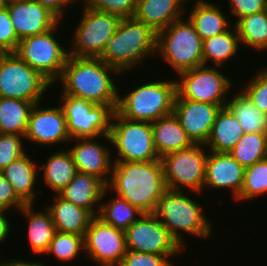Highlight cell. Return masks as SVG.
Returning a JSON list of instances; mask_svg holds the SVG:
<instances>
[{"label": "cell", "mask_w": 267, "mask_h": 266, "mask_svg": "<svg viewBox=\"0 0 267 266\" xmlns=\"http://www.w3.org/2000/svg\"><path fill=\"white\" fill-rule=\"evenodd\" d=\"M233 23L242 47L260 53L267 51V10L242 17Z\"/></svg>", "instance_id": "33"}, {"label": "cell", "mask_w": 267, "mask_h": 266, "mask_svg": "<svg viewBox=\"0 0 267 266\" xmlns=\"http://www.w3.org/2000/svg\"><path fill=\"white\" fill-rule=\"evenodd\" d=\"M245 167L240 165L230 153H219L208 150L205 165L203 190H229L232 200L240 192L244 180Z\"/></svg>", "instance_id": "19"}, {"label": "cell", "mask_w": 267, "mask_h": 266, "mask_svg": "<svg viewBox=\"0 0 267 266\" xmlns=\"http://www.w3.org/2000/svg\"><path fill=\"white\" fill-rule=\"evenodd\" d=\"M107 189L144 214L153 213L158 199L167 191L161 160L113 162Z\"/></svg>", "instance_id": "2"}, {"label": "cell", "mask_w": 267, "mask_h": 266, "mask_svg": "<svg viewBox=\"0 0 267 266\" xmlns=\"http://www.w3.org/2000/svg\"><path fill=\"white\" fill-rule=\"evenodd\" d=\"M82 2L94 10L128 18L134 17L137 0H83Z\"/></svg>", "instance_id": "40"}, {"label": "cell", "mask_w": 267, "mask_h": 266, "mask_svg": "<svg viewBox=\"0 0 267 266\" xmlns=\"http://www.w3.org/2000/svg\"><path fill=\"white\" fill-rule=\"evenodd\" d=\"M226 107L236 117L244 133H267V115L240 90L229 96Z\"/></svg>", "instance_id": "32"}, {"label": "cell", "mask_w": 267, "mask_h": 266, "mask_svg": "<svg viewBox=\"0 0 267 266\" xmlns=\"http://www.w3.org/2000/svg\"><path fill=\"white\" fill-rule=\"evenodd\" d=\"M234 22L238 19L267 10V0H228ZM236 18V19H235Z\"/></svg>", "instance_id": "43"}, {"label": "cell", "mask_w": 267, "mask_h": 266, "mask_svg": "<svg viewBox=\"0 0 267 266\" xmlns=\"http://www.w3.org/2000/svg\"><path fill=\"white\" fill-rule=\"evenodd\" d=\"M8 215V212L1 211L0 210V244L5 242V240L9 237H11L10 233L12 232L10 229H12L10 218L6 216Z\"/></svg>", "instance_id": "46"}, {"label": "cell", "mask_w": 267, "mask_h": 266, "mask_svg": "<svg viewBox=\"0 0 267 266\" xmlns=\"http://www.w3.org/2000/svg\"><path fill=\"white\" fill-rule=\"evenodd\" d=\"M2 258V256H0V266H1V263H2V261H3V258Z\"/></svg>", "instance_id": "50"}, {"label": "cell", "mask_w": 267, "mask_h": 266, "mask_svg": "<svg viewBox=\"0 0 267 266\" xmlns=\"http://www.w3.org/2000/svg\"><path fill=\"white\" fill-rule=\"evenodd\" d=\"M110 192L107 185L98 177L78 172L58 194L76 206L87 209L93 216H97L100 203Z\"/></svg>", "instance_id": "21"}, {"label": "cell", "mask_w": 267, "mask_h": 266, "mask_svg": "<svg viewBox=\"0 0 267 266\" xmlns=\"http://www.w3.org/2000/svg\"><path fill=\"white\" fill-rule=\"evenodd\" d=\"M54 203L46 204L52 216L56 231L85 235L91 219L94 217L87 209L76 206L70 201L55 194Z\"/></svg>", "instance_id": "26"}, {"label": "cell", "mask_w": 267, "mask_h": 266, "mask_svg": "<svg viewBox=\"0 0 267 266\" xmlns=\"http://www.w3.org/2000/svg\"><path fill=\"white\" fill-rule=\"evenodd\" d=\"M41 108L37 103L33 106L25 133V141L49 148L57 144H66L70 141L66 118L60 104L54 107ZM49 146V147H48Z\"/></svg>", "instance_id": "16"}, {"label": "cell", "mask_w": 267, "mask_h": 266, "mask_svg": "<svg viewBox=\"0 0 267 266\" xmlns=\"http://www.w3.org/2000/svg\"><path fill=\"white\" fill-rule=\"evenodd\" d=\"M124 233L127 250L177 258L185 251L153 213L143 214Z\"/></svg>", "instance_id": "15"}, {"label": "cell", "mask_w": 267, "mask_h": 266, "mask_svg": "<svg viewBox=\"0 0 267 266\" xmlns=\"http://www.w3.org/2000/svg\"><path fill=\"white\" fill-rule=\"evenodd\" d=\"M173 80H149L125 95L118 93L115 111L129 120L151 123L172 114L177 94L176 79Z\"/></svg>", "instance_id": "5"}, {"label": "cell", "mask_w": 267, "mask_h": 266, "mask_svg": "<svg viewBox=\"0 0 267 266\" xmlns=\"http://www.w3.org/2000/svg\"><path fill=\"white\" fill-rule=\"evenodd\" d=\"M24 136L0 133V171L27 152Z\"/></svg>", "instance_id": "39"}, {"label": "cell", "mask_w": 267, "mask_h": 266, "mask_svg": "<svg viewBox=\"0 0 267 266\" xmlns=\"http://www.w3.org/2000/svg\"><path fill=\"white\" fill-rule=\"evenodd\" d=\"M5 4L16 1V0H2Z\"/></svg>", "instance_id": "49"}, {"label": "cell", "mask_w": 267, "mask_h": 266, "mask_svg": "<svg viewBox=\"0 0 267 266\" xmlns=\"http://www.w3.org/2000/svg\"><path fill=\"white\" fill-rule=\"evenodd\" d=\"M184 18L157 33L156 55L176 74L203 65V40L188 18Z\"/></svg>", "instance_id": "6"}, {"label": "cell", "mask_w": 267, "mask_h": 266, "mask_svg": "<svg viewBox=\"0 0 267 266\" xmlns=\"http://www.w3.org/2000/svg\"><path fill=\"white\" fill-rule=\"evenodd\" d=\"M203 144H192L190 147L163 155L160 160L163 166L167 189L201 194L205 179V165L208 155ZM206 150V151H205Z\"/></svg>", "instance_id": "12"}, {"label": "cell", "mask_w": 267, "mask_h": 266, "mask_svg": "<svg viewBox=\"0 0 267 266\" xmlns=\"http://www.w3.org/2000/svg\"><path fill=\"white\" fill-rule=\"evenodd\" d=\"M233 28V29H232ZM227 31L204 39L202 42L203 65L223 67L229 59L238 56L242 47L235 26Z\"/></svg>", "instance_id": "30"}, {"label": "cell", "mask_w": 267, "mask_h": 266, "mask_svg": "<svg viewBox=\"0 0 267 266\" xmlns=\"http://www.w3.org/2000/svg\"><path fill=\"white\" fill-rule=\"evenodd\" d=\"M190 197L188 191L185 193V191L167 189L158 199L153 212L167 228L169 234L185 249L186 241L183 237L185 233V236L191 235L197 239L207 240L214 231L212 228L214 224L203 211V204H199Z\"/></svg>", "instance_id": "4"}, {"label": "cell", "mask_w": 267, "mask_h": 266, "mask_svg": "<svg viewBox=\"0 0 267 266\" xmlns=\"http://www.w3.org/2000/svg\"><path fill=\"white\" fill-rule=\"evenodd\" d=\"M19 42L20 40L5 5L0 9V53H14Z\"/></svg>", "instance_id": "42"}, {"label": "cell", "mask_w": 267, "mask_h": 266, "mask_svg": "<svg viewBox=\"0 0 267 266\" xmlns=\"http://www.w3.org/2000/svg\"><path fill=\"white\" fill-rule=\"evenodd\" d=\"M241 91L255 104V106L267 115V66L259 69Z\"/></svg>", "instance_id": "38"}, {"label": "cell", "mask_w": 267, "mask_h": 266, "mask_svg": "<svg viewBox=\"0 0 267 266\" xmlns=\"http://www.w3.org/2000/svg\"><path fill=\"white\" fill-rule=\"evenodd\" d=\"M84 254V236L56 231L44 255L55 256L57 261H74L79 254Z\"/></svg>", "instance_id": "37"}, {"label": "cell", "mask_w": 267, "mask_h": 266, "mask_svg": "<svg viewBox=\"0 0 267 266\" xmlns=\"http://www.w3.org/2000/svg\"><path fill=\"white\" fill-rule=\"evenodd\" d=\"M108 203H100L97 217L106 224L126 231L128 227L138 220L144 213L117 195L107 200Z\"/></svg>", "instance_id": "34"}, {"label": "cell", "mask_w": 267, "mask_h": 266, "mask_svg": "<svg viewBox=\"0 0 267 266\" xmlns=\"http://www.w3.org/2000/svg\"><path fill=\"white\" fill-rule=\"evenodd\" d=\"M244 131L236 117L225 106L222 107L213 123L205 148L209 151L229 153Z\"/></svg>", "instance_id": "28"}, {"label": "cell", "mask_w": 267, "mask_h": 266, "mask_svg": "<svg viewBox=\"0 0 267 266\" xmlns=\"http://www.w3.org/2000/svg\"><path fill=\"white\" fill-rule=\"evenodd\" d=\"M71 139L109 135L114 109L83 98L59 95Z\"/></svg>", "instance_id": "13"}, {"label": "cell", "mask_w": 267, "mask_h": 266, "mask_svg": "<svg viewBox=\"0 0 267 266\" xmlns=\"http://www.w3.org/2000/svg\"><path fill=\"white\" fill-rule=\"evenodd\" d=\"M52 84L15 53H0V97L41 103Z\"/></svg>", "instance_id": "11"}, {"label": "cell", "mask_w": 267, "mask_h": 266, "mask_svg": "<svg viewBox=\"0 0 267 266\" xmlns=\"http://www.w3.org/2000/svg\"><path fill=\"white\" fill-rule=\"evenodd\" d=\"M25 203L16 195L11 183L0 172V210L12 212L19 210Z\"/></svg>", "instance_id": "44"}, {"label": "cell", "mask_w": 267, "mask_h": 266, "mask_svg": "<svg viewBox=\"0 0 267 266\" xmlns=\"http://www.w3.org/2000/svg\"><path fill=\"white\" fill-rule=\"evenodd\" d=\"M44 261H37V262H33V261H27V260H22V259H3L1 266H45V263H43Z\"/></svg>", "instance_id": "47"}, {"label": "cell", "mask_w": 267, "mask_h": 266, "mask_svg": "<svg viewBox=\"0 0 267 266\" xmlns=\"http://www.w3.org/2000/svg\"><path fill=\"white\" fill-rule=\"evenodd\" d=\"M34 204H25L18 211L27 220V240L31 254L43 255L51 243L56 228L48 209L36 211Z\"/></svg>", "instance_id": "25"}, {"label": "cell", "mask_w": 267, "mask_h": 266, "mask_svg": "<svg viewBox=\"0 0 267 266\" xmlns=\"http://www.w3.org/2000/svg\"><path fill=\"white\" fill-rule=\"evenodd\" d=\"M32 158L34 157L25 153L0 171L11 183L16 195L25 204H36L34 201H36L35 198L38 196L36 185L40 178L38 172L39 166H37V163Z\"/></svg>", "instance_id": "23"}, {"label": "cell", "mask_w": 267, "mask_h": 266, "mask_svg": "<svg viewBox=\"0 0 267 266\" xmlns=\"http://www.w3.org/2000/svg\"><path fill=\"white\" fill-rule=\"evenodd\" d=\"M4 6H5V3L2 0H0V9H2Z\"/></svg>", "instance_id": "48"}, {"label": "cell", "mask_w": 267, "mask_h": 266, "mask_svg": "<svg viewBox=\"0 0 267 266\" xmlns=\"http://www.w3.org/2000/svg\"><path fill=\"white\" fill-rule=\"evenodd\" d=\"M152 134L154 147L160 158L193 144L174 113L152 122Z\"/></svg>", "instance_id": "27"}, {"label": "cell", "mask_w": 267, "mask_h": 266, "mask_svg": "<svg viewBox=\"0 0 267 266\" xmlns=\"http://www.w3.org/2000/svg\"><path fill=\"white\" fill-rule=\"evenodd\" d=\"M5 5L19 40L45 33L60 21L35 0H16Z\"/></svg>", "instance_id": "20"}, {"label": "cell", "mask_w": 267, "mask_h": 266, "mask_svg": "<svg viewBox=\"0 0 267 266\" xmlns=\"http://www.w3.org/2000/svg\"><path fill=\"white\" fill-rule=\"evenodd\" d=\"M99 139L101 140V143ZM102 139L104 140V143L105 141L107 142V146L102 143ZM71 140L75 143L71 148H68V150L73 157L77 171L79 173L94 175L107 185L109 183L113 167V157L109 135L75 138Z\"/></svg>", "instance_id": "17"}, {"label": "cell", "mask_w": 267, "mask_h": 266, "mask_svg": "<svg viewBox=\"0 0 267 266\" xmlns=\"http://www.w3.org/2000/svg\"><path fill=\"white\" fill-rule=\"evenodd\" d=\"M229 153L244 167L267 158V133H244Z\"/></svg>", "instance_id": "35"}, {"label": "cell", "mask_w": 267, "mask_h": 266, "mask_svg": "<svg viewBox=\"0 0 267 266\" xmlns=\"http://www.w3.org/2000/svg\"><path fill=\"white\" fill-rule=\"evenodd\" d=\"M62 22L59 21L45 33L21 39L14 52L52 85H55L61 77L69 55L67 48L62 44L63 42L59 41L56 36Z\"/></svg>", "instance_id": "8"}, {"label": "cell", "mask_w": 267, "mask_h": 266, "mask_svg": "<svg viewBox=\"0 0 267 266\" xmlns=\"http://www.w3.org/2000/svg\"><path fill=\"white\" fill-rule=\"evenodd\" d=\"M176 255H157L127 250L119 266H176L171 262Z\"/></svg>", "instance_id": "41"}, {"label": "cell", "mask_w": 267, "mask_h": 266, "mask_svg": "<svg viewBox=\"0 0 267 266\" xmlns=\"http://www.w3.org/2000/svg\"><path fill=\"white\" fill-rule=\"evenodd\" d=\"M157 33L135 17L122 18L100 59L120 74H128L156 55ZM145 60V61H144Z\"/></svg>", "instance_id": "3"}, {"label": "cell", "mask_w": 267, "mask_h": 266, "mask_svg": "<svg viewBox=\"0 0 267 266\" xmlns=\"http://www.w3.org/2000/svg\"><path fill=\"white\" fill-rule=\"evenodd\" d=\"M113 162H152L160 160L152 134V123L126 119L114 111L109 131ZM118 155V156H117Z\"/></svg>", "instance_id": "7"}, {"label": "cell", "mask_w": 267, "mask_h": 266, "mask_svg": "<svg viewBox=\"0 0 267 266\" xmlns=\"http://www.w3.org/2000/svg\"><path fill=\"white\" fill-rule=\"evenodd\" d=\"M80 9L82 15H80V22L78 20L75 32L72 36V42L67 47L68 54L77 58H100L103 53L106 42L111 38L120 21L121 17L94 10L87 7L83 2Z\"/></svg>", "instance_id": "10"}, {"label": "cell", "mask_w": 267, "mask_h": 266, "mask_svg": "<svg viewBox=\"0 0 267 266\" xmlns=\"http://www.w3.org/2000/svg\"><path fill=\"white\" fill-rule=\"evenodd\" d=\"M127 252L125 233L94 216L84 235V255L96 266H119Z\"/></svg>", "instance_id": "14"}, {"label": "cell", "mask_w": 267, "mask_h": 266, "mask_svg": "<svg viewBox=\"0 0 267 266\" xmlns=\"http://www.w3.org/2000/svg\"><path fill=\"white\" fill-rule=\"evenodd\" d=\"M264 194H267V158L245 167L241 192L235 201H253Z\"/></svg>", "instance_id": "36"}, {"label": "cell", "mask_w": 267, "mask_h": 266, "mask_svg": "<svg viewBox=\"0 0 267 266\" xmlns=\"http://www.w3.org/2000/svg\"><path fill=\"white\" fill-rule=\"evenodd\" d=\"M221 108L218 104L175 99L173 113L191 142L205 145Z\"/></svg>", "instance_id": "18"}, {"label": "cell", "mask_w": 267, "mask_h": 266, "mask_svg": "<svg viewBox=\"0 0 267 266\" xmlns=\"http://www.w3.org/2000/svg\"><path fill=\"white\" fill-rule=\"evenodd\" d=\"M34 105L25 100L0 97V133L25 136Z\"/></svg>", "instance_id": "31"}, {"label": "cell", "mask_w": 267, "mask_h": 266, "mask_svg": "<svg viewBox=\"0 0 267 266\" xmlns=\"http://www.w3.org/2000/svg\"><path fill=\"white\" fill-rule=\"evenodd\" d=\"M188 20L202 40L227 31L233 25L223 8L209 0H192ZM228 17V18H227ZM232 23V24H231Z\"/></svg>", "instance_id": "24"}, {"label": "cell", "mask_w": 267, "mask_h": 266, "mask_svg": "<svg viewBox=\"0 0 267 266\" xmlns=\"http://www.w3.org/2000/svg\"><path fill=\"white\" fill-rule=\"evenodd\" d=\"M222 67L201 65L178 73L175 99L218 104L225 107L234 84Z\"/></svg>", "instance_id": "9"}, {"label": "cell", "mask_w": 267, "mask_h": 266, "mask_svg": "<svg viewBox=\"0 0 267 266\" xmlns=\"http://www.w3.org/2000/svg\"><path fill=\"white\" fill-rule=\"evenodd\" d=\"M191 0H137L134 17L155 33L186 15ZM185 13V14H184Z\"/></svg>", "instance_id": "22"}, {"label": "cell", "mask_w": 267, "mask_h": 266, "mask_svg": "<svg viewBox=\"0 0 267 266\" xmlns=\"http://www.w3.org/2000/svg\"><path fill=\"white\" fill-rule=\"evenodd\" d=\"M45 160L46 162L39 167V170H43L42 182L54 194H58L78 173L77 167L68 149L53 152Z\"/></svg>", "instance_id": "29"}, {"label": "cell", "mask_w": 267, "mask_h": 266, "mask_svg": "<svg viewBox=\"0 0 267 266\" xmlns=\"http://www.w3.org/2000/svg\"><path fill=\"white\" fill-rule=\"evenodd\" d=\"M35 1L40 3L43 7H46L60 21H62L63 18L66 19L65 18V15H66L65 11L69 8L71 9V5L73 8V6L78 4L76 0H35Z\"/></svg>", "instance_id": "45"}, {"label": "cell", "mask_w": 267, "mask_h": 266, "mask_svg": "<svg viewBox=\"0 0 267 266\" xmlns=\"http://www.w3.org/2000/svg\"><path fill=\"white\" fill-rule=\"evenodd\" d=\"M122 76L116 69L100 58H77L68 55L61 77V94L110 105L116 110L118 93L117 81L112 76ZM118 86V87H117Z\"/></svg>", "instance_id": "1"}]
</instances>
